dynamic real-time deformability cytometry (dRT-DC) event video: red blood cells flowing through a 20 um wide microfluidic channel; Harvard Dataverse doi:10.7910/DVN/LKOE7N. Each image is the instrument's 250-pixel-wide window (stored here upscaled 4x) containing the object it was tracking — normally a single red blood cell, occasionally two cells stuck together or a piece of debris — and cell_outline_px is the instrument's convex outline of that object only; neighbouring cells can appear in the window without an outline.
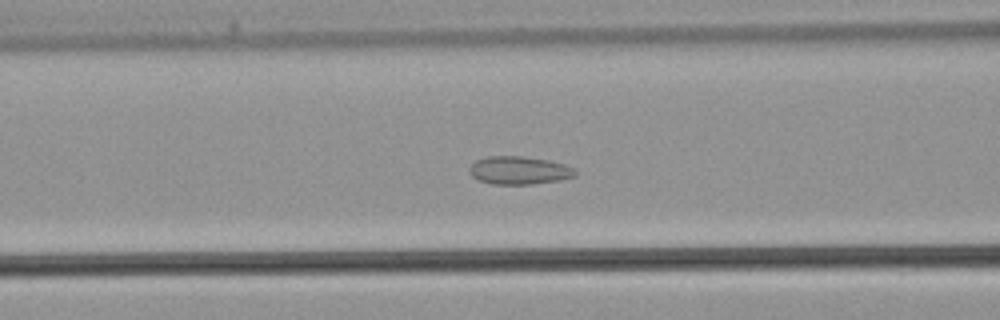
{"species": "common noctule bat (a hibernating species)", "species_latin": "Nyctalus noctula", "temperature_condition": "warm", "stored_images_in_passage": 35, "camera_frame_rate_fps": 3000, "um_per_image_px": 0.085, "animal": {"sex": "male", "body_mass_g": 21.5, "forearm_length_mm": 52.0}, "frame": {"image": 1, "passage_image": 16, "time_ms": 5.0, "image_size_px": [1000, 320], "cell_outline_px": [[576, 176], [560, 180], [532, 184], [492, 184], [476, 180], [468, 172], [472, 164], [476, 160], [488, 156], [520, 156], [548, 160], [564, 164], [572, 168], [576, 172]], "centroid_in_image_um": [44.09, 14.49], "position_along_channel_um": 122.5, "area_um2": 17.28}}
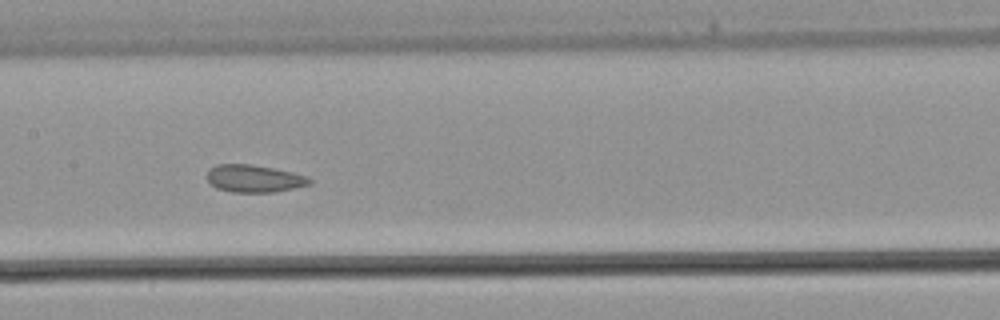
{"frame": {"image": 2, "passage_image": 20, "time_ms": 6.333, "image_size_px": [1000, 320], "cell_outline_px": [[312, 184], [276, 192], [232, 192], [216, 188], [208, 180], [208, 172], [216, 164], [248, 164], [272, 168], [304, 176], [312, 180]], "centroid_in_image_um": [21.59, 15.19], "position_along_channel_um": 185.8, "area_um2": 16.07}}
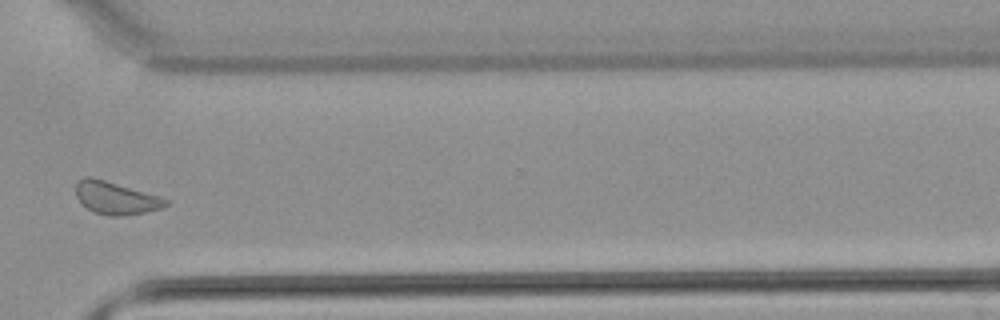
{"frame": {"image": 3, "passage_image": 31, "time_ms": 10.0, "image_size_px": [1000, 320], "cell_outline_px": [[172, 200], [164, 208], [148, 212], [120, 216], [108, 216], [92, 212], [80, 204], [76, 196], [76, 180], [84, 176], [88, 176], [104, 180]], "centroid_in_image_um": [9.82, 16.85], "position_along_channel_um": 360.8, "area_um2": 17.34}}